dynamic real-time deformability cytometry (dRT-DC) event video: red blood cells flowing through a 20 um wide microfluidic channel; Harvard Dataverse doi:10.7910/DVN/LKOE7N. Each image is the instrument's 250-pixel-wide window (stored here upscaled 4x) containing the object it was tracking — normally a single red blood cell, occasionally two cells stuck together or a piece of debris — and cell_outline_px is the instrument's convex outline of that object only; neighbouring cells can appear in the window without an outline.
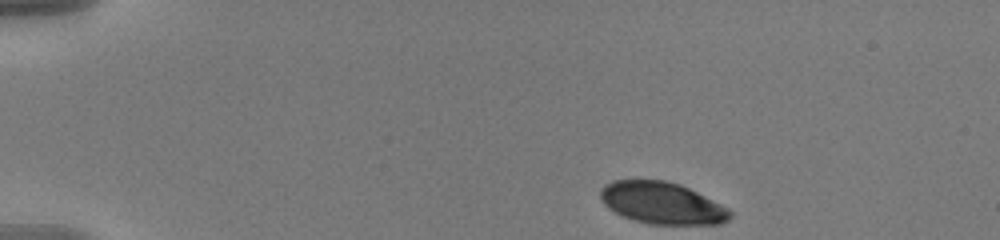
{"species": "human", "species_latin": "Homo sapiens", "temperature_condition": "warm", "stored_images_in_passage": 48, "camera_frame_rate_fps": 3000, "um_per_image_px": 0.085, "donor": {"sex": "male"}, "frame": {"image": 1, "passage_image": 1, "time_ms": 0.0, "image_size_px": [1000, 240], "cell_outline_px": [[732, 216], [728, 220], [720, 224], [652, 224], [636, 220], [624, 216], [608, 208], [604, 204], [600, 196], [600, 188], [604, 184], [612, 180], [664, 180], [680, 184], [728, 208], [732, 212]], "centroid_in_image_um": [56.26, 17.25], "position_along_channel_um": 28.7, "area_um2": 31.39}}
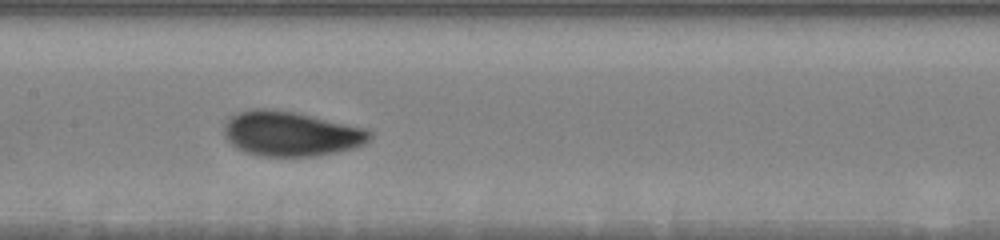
{"frame": {"image": 2, "passage_image": 21, "time_ms": 6.667, "image_size_px": [1000, 240], "cell_outline_px": [[372, 136], [364, 144], [352, 148], [312, 156], [264, 156], [248, 152], [236, 148], [224, 136], [224, 124], [228, 116], [236, 112], [252, 108], [268, 108], [296, 112], [364, 128], [372, 132]], "centroid_in_image_um": [24.66, 11.34], "position_along_channel_um": 182.7, "area_um2": 37.92}}
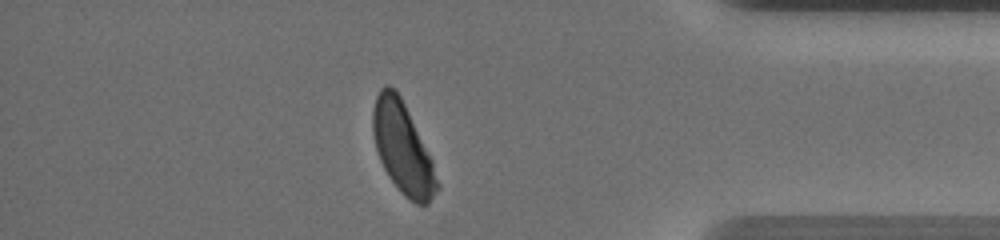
{"frame": {"image": 3, "passage_image": 41, "time_ms": 13.333, "image_size_px": [1000, 240], "cell_outline_px": [[440, 188], [428, 204], [416, 204], [404, 196], [388, 176], [380, 160], [376, 148], [372, 132], [372, 108], [376, 96], [380, 88], [384, 84], [388, 84], [396, 88], [432, 160], [440, 184]], "centroid_in_image_um": [34.22, 12.59], "position_along_channel_um": 401.0, "area_um2": 34.04}, "authors_computed_cell_mechanics": {"area_um2": 35.6626, "velocity_mm_per_s": 3.6263, "shape_relaxation_time_tau1_ms": 3.9293, "shape_relaxation_time_tau2_ms": null, "deformation_change_tau1": 0.1376, "deformation_change_tau2": null}}